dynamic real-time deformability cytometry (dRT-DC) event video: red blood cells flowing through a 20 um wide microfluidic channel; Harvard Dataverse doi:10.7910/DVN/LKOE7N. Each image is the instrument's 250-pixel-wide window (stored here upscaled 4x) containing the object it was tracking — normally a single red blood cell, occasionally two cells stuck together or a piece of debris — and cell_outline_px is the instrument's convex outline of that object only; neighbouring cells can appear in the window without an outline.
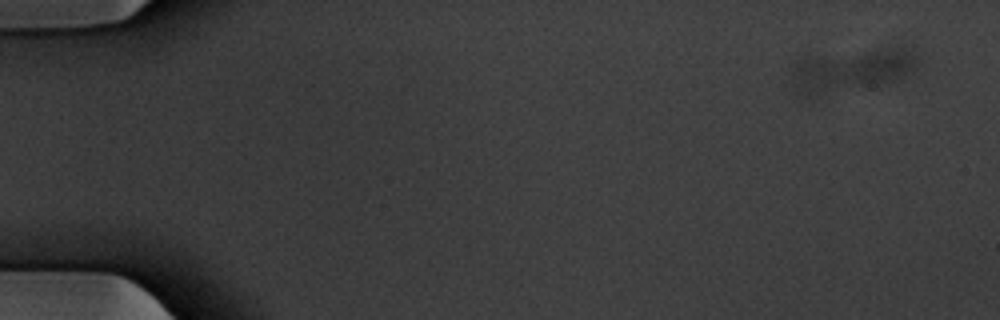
{"species": "common noctule bat (a hibernating species)", "species_latin": "Nyctalus noctula", "temperature_condition": "warm", "stored_images_in_passage": 18, "camera_frame_rate_fps": 3000, "um_per_image_px": 0.085, "animal": {"sex": "male", "body_mass_g": 20.1, "forearm_length_mm": 53.5}, "frame": {"image": 1, "passage_image": 3, "time_ms": 0.667, "image_size_px": [1000, 320], "cell_outline_px": [[920, 64], [912, 72], [900, 80], [884, 84], [812, 96], [800, 96], [796, 92], [792, 72], [796, 60], [888, 48], [900, 48], [912, 52], [920, 60]], "centroid_in_image_um": [72.44, 6.02], "position_along_channel_um": 12.6, "area_um2": 30.69}}